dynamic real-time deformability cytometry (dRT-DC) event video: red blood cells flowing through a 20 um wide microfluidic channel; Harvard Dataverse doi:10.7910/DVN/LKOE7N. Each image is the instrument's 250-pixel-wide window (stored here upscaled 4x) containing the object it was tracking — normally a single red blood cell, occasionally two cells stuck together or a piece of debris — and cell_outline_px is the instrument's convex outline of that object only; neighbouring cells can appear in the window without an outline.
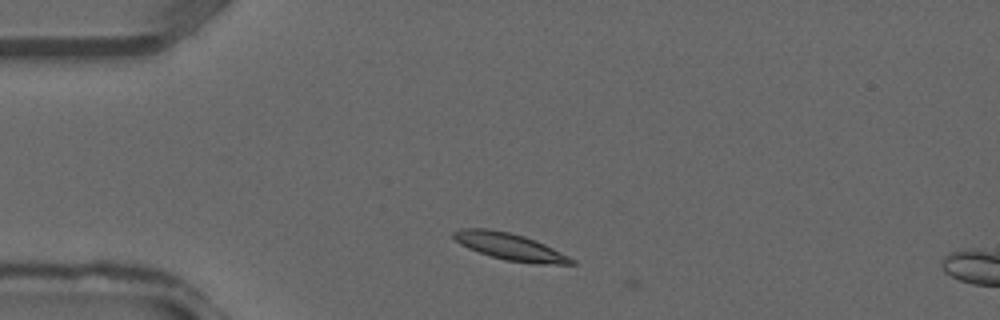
{"species": "common noctule bat (a hibernating species)", "species_latin": "Nyctalus noctula", "temperature_condition": "warm", "stored_images_in_passage": 2, "camera_frame_rate_fps": 3000, "um_per_image_px": 0.085, "animal": {"sex": "male", "forearm_length_mm": 52.5}, "frame": {"image": 1, "passage_image": 1, "time_ms": 0.0, "image_size_px": [1000, 320], "cell_outline_px": [[576, 264], [532, 264], [504, 260], [468, 248], [460, 244], [452, 236], [452, 232], [460, 228], [484, 228], [508, 232], [524, 236], [544, 244], [576, 260]], "centroid_in_image_um": [43.34, 20.97], "position_along_channel_um": 41.7, "area_um2": 18.38}}